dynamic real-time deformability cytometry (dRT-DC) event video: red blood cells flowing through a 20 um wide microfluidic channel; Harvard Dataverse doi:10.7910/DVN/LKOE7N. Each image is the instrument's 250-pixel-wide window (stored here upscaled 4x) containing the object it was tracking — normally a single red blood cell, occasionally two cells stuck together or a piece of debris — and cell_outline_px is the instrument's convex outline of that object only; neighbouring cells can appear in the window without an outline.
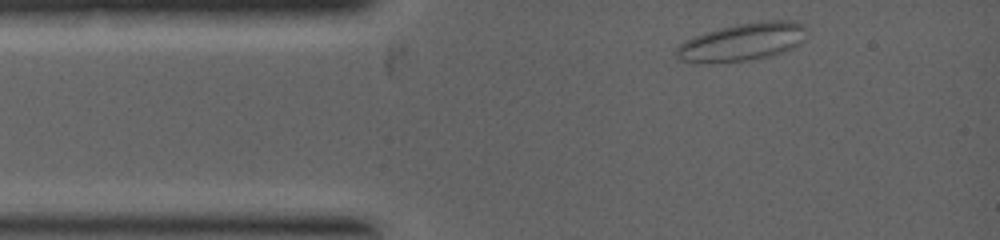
{"species": "common noctule bat (a hibernating species)", "species_latin": "Nyctalus noctula", "temperature_condition": "warm", "stored_images_in_passage": 2, "camera_frame_rate_fps": 5000, "um_per_image_px": 0.085, "animal": {"sex": "female", "body_mass_g": 19.0, "forearm_length_mm": 53.3}, "frame": {"image": 1, "passage_image": 1, "time_ms": 0.0, "image_size_px": [1000, 240], "cell_outline_px": [[804, 28], [800, 44], [784, 52], [772, 56], [744, 60], [680, 60], [676, 56], [676, 48], [684, 40], [720, 28], [736, 24], [760, 20], [792, 20], [804, 24]], "centroid_in_image_um": [63.16, 3.51], "position_along_channel_um": 21.8, "area_um2": 27.69}}
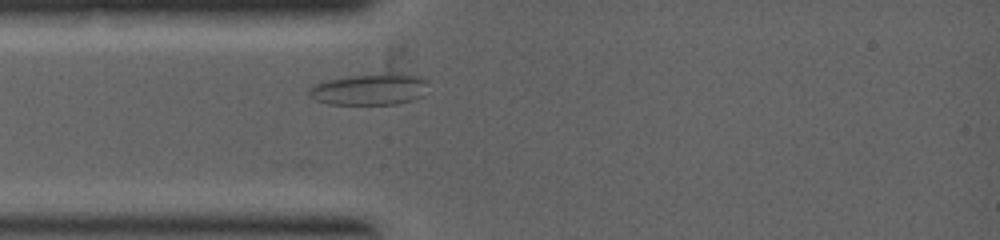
{"frame": {"image": 2, "passage_image": 2, "time_ms": 1.0, "image_size_px": [1000, 240], "cell_outline_px": [[428, 80], [424, 96], [412, 100], [396, 104], [328, 104], [316, 100], [308, 96], [308, 88], [312, 84], [328, 80], [348, 76], [392, 72], [396, 72], [420, 76]], "centroid_in_image_um": [31.44, 7.58], "position_along_channel_um": 53.6, "area_um2": 22.25}}